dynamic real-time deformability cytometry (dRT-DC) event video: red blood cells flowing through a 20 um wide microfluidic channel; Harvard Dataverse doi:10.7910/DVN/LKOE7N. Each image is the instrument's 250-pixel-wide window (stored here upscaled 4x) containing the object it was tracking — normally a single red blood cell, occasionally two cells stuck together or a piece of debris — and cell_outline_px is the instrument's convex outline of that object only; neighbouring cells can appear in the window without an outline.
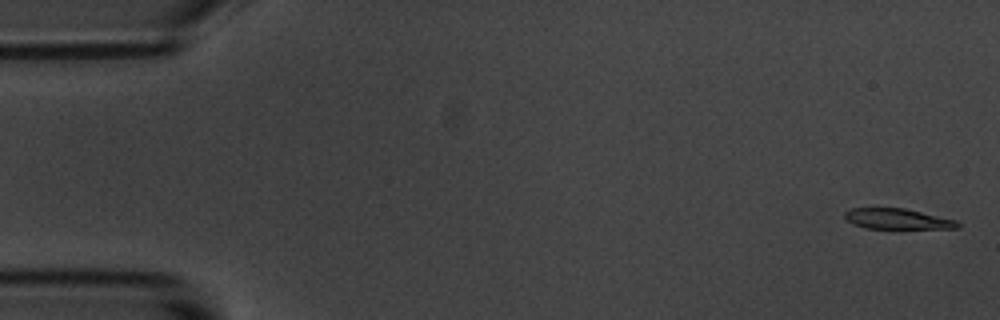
{"species": "common noctule bat (a hibernating species)", "species_latin": "Nyctalus noctula", "temperature_condition": "room temperature", "stored_images_in_passage": 6, "camera_frame_rate_fps": 3000, "um_per_image_px": 0.085, "animal": {"sex": "male", "body_mass_g": 20.1, "forearm_length_mm": 53.5}, "frame": {"image": 1, "passage_image": 1, "time_ms": 0.0, "image_size_px": [1000, 320], "cell_outline_px": [[960, 228], [892, 232], [864, 228], [852, 224], [844, 216], [844, 212], [852, 208], [904, 208], [956, 220], [960, 224]], "centroid_in_image_um": [76.32, 18.69], "position_along_channel_um": 8.7, "area_um2": 14.74}}